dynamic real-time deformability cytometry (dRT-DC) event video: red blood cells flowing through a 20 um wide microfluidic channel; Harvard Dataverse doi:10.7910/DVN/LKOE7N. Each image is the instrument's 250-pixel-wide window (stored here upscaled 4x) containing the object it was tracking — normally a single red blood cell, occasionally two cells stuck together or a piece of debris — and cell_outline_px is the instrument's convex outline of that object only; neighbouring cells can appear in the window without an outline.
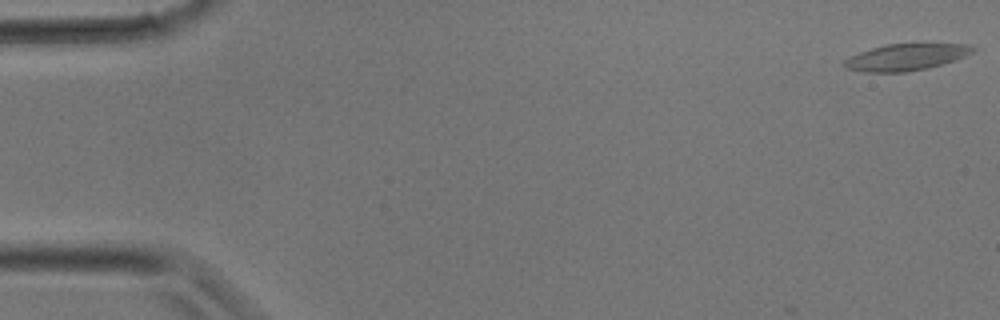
{"species": "common noctule bat (a hibernating species)", "species_latin": "Nyctalus noctula", "temperature_condition": "room temperature", "stored_images_in_passage": 10, "camera_frame_rate_fps": 3000, "um_per_image_px": 0.085, "animal": {"sex": "male", "body_mass_g": 17.9}, "frame": {"image": 1, "passage_image": 1, "time_ms": 0.0, "image_size_px": [1000, 320], "cell_outline_px": [[980, 48], [956, 60], [928, 68], [904, 72], [864, 72], [844, 68], [840, 64], [848, 56], [884, 44], [968, 44]], "centroid_in_image_um": [76.98, 4.86], "position_along_channel_um": 8.0, "area_um2": 20.11}}
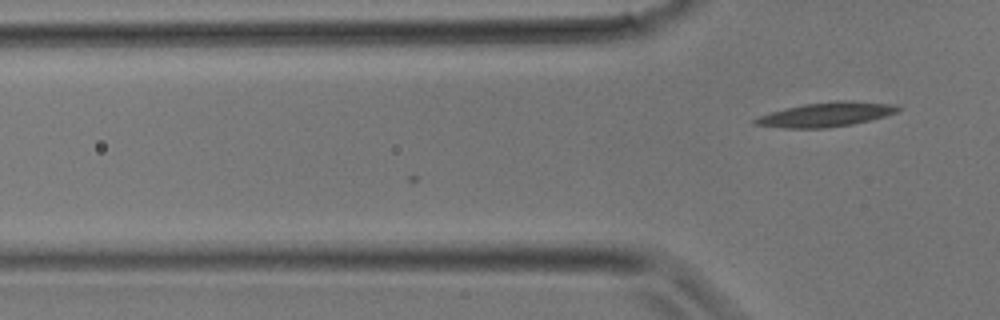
{"frame": {"image": 2, "passage_image": 10, "time_ms": 3.0, "image_size_px": [1000, 320], "cell_outline_px": [[900, 108], [896, 112], [884, 116], [852, 124], [824, 128], [784, 128], [752, 124], [752, 120], [760, 116], [772, 112], [804, 104], [840, 100], [844, 100], [892, 104]], "centroid_in_image_um": [70.18, 9.74], "position_along_channel_um": 55.6, "area_um2": 19.83}}